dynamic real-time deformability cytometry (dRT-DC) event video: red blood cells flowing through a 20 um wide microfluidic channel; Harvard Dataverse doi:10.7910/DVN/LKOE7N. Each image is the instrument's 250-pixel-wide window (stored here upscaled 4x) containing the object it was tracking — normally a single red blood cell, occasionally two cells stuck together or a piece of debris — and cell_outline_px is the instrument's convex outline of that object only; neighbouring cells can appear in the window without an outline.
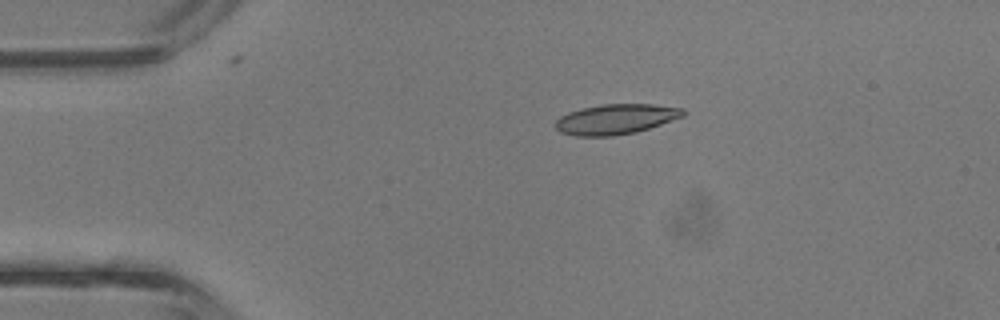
{"species": "common noctule bat (a hibernating species)", "species_latin": "Nyctalus noctula", "temperature_condition": "room temperature", "stored_images_in_passage": 4, "camera_frame_rate_fps": 3000, "um_per_image_px": 0.085, "animal": {"sex": "male", "body_mass_g": 13.3}, "frame": {"image": 1, "passage_image": 4, "time_ms": 1.0, "image_size_px": [1000, 320], "cell_outline_px": [[688, 112], [684, 116], [636, 132], [612, 136], [576, 136], [560, 132], [556, 128], [556, 120], [560, 116], [568, 112], [580, 108], [600, 104], [652, 104], [684, 108]], "centroid_in_image_um": [52.35, 10.12], "position_along_channel_um": 32.7, "area_um2": 22.54}}